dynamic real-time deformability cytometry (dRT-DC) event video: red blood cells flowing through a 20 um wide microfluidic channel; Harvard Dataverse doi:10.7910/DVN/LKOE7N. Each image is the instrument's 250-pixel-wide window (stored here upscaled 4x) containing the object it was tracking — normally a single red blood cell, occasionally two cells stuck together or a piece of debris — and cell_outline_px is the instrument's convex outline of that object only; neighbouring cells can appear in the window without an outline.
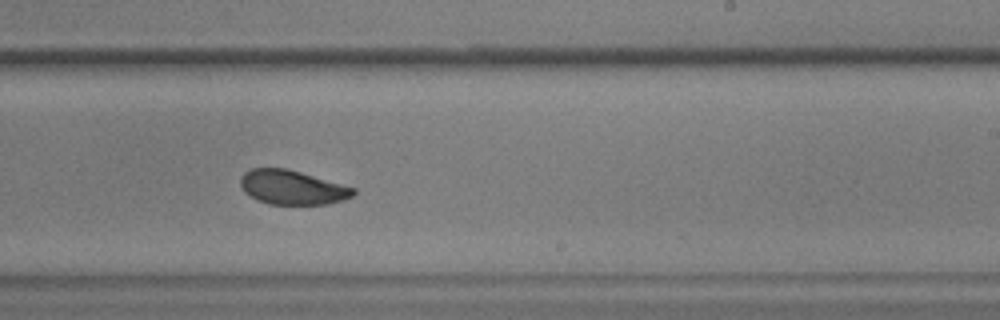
{"species": "common noctule bat (a hibernating species)", "species_latin": "Nyctalus noctula", "temperature_condition": "warm", "stored_images_in_passage": 50, "camera_frame_rate_fps": 3000, "um_per_image_px": 0.085, "animal": {"sex": "male", "body_mass_g": 17.9, "forearm_length_mm": 54.2}, "frame": {"image": 1, "passage_image": 29, "time_ms": 9.333, "image_size_px": [1000, 320], "cell_outline_px": [[356, 192], [352, 196], [344, 200], [328, 204], [268, 204], [256, 200], [244, 192], [240, 184], [240, 176], [244, 172], [252, 168], [284, 168], [300, 172], [356, 188]], "centroid_in_image_um": [24.82, 15.93], "position_along_channel_um": 264.2, "area_um2": 22.6}}
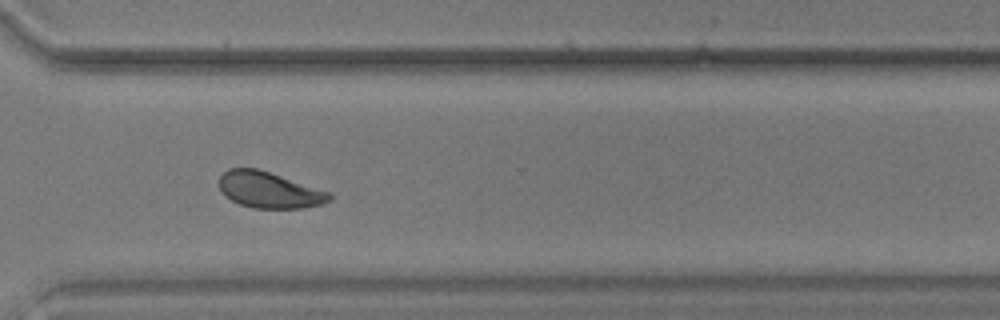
{"frame": {"image": 2, "passage_image": 36, "time_ms": 11.667, "image_size_px": [1000, 320], "cell_outline_px": [[332, 200], [320, 204], [300, 208], [252, 208], [240, 204], [224, 196], [220, 188], [220, 176], [228, 168], [256, 168], [332, 192]], "centroid_in_image_um": [22.89, 16.15], "position_along_channel_um": 347.7, "area_um2": 23.18}, "authors_computed_cell_mechanics": {"area_um2": 23.4668, "velocity_mm_per_s": 3.5782, "shape_relaxation_time_tau1_ms": 4.0125, "shape_relaxation_time_tau2_ms": 1.9984, "deformation_change_tau1": 0.1131, "deformation_change_tau2": 0.0634}}